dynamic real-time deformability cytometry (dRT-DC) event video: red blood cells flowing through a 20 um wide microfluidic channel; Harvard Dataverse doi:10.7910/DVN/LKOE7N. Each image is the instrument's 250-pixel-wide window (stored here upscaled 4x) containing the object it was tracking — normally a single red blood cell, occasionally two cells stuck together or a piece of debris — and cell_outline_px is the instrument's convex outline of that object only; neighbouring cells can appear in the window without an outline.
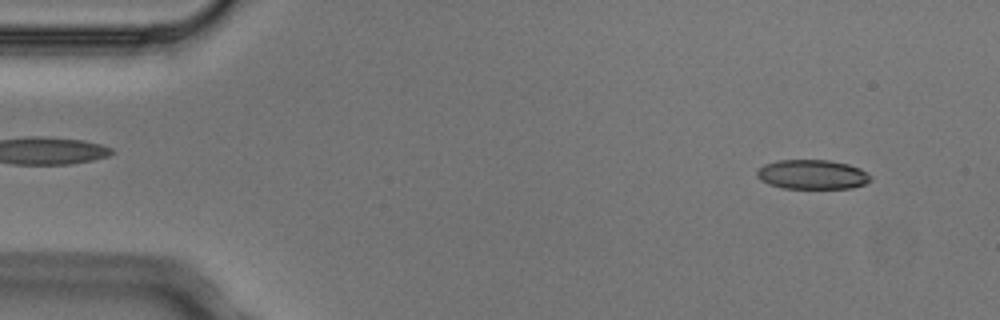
{"species": "Egyptian fruit bat (a non-hibernating species)", "species_latin": "Rousettus aegyptiacus", "temperature_condition": "cold", "stored_images_in_passage": 5, "segment_of_instrument_passage": [1, 2], "camera_frame_rate_fps": 3000, "um_per_image_px": 0.085, "animal": {"sex": "male"}, "frame": {"image": 1, "passage_image": 1, "time_ms": 0.0, "image_size_px": [1000, 320], "cell_outline_px": [[872, 180], [864, 184], [852, 188], [784, 188], [768, 184], [760, 180], [756, 176], [756, 172], [764, 164], [776, 160], [828, 160], [848, 164], [860, 168], [872, 176]], "centroid_in_image_um": [69.04, 14.83], "position_along_channel_um": 16.0, "area_um2": 19.59}}